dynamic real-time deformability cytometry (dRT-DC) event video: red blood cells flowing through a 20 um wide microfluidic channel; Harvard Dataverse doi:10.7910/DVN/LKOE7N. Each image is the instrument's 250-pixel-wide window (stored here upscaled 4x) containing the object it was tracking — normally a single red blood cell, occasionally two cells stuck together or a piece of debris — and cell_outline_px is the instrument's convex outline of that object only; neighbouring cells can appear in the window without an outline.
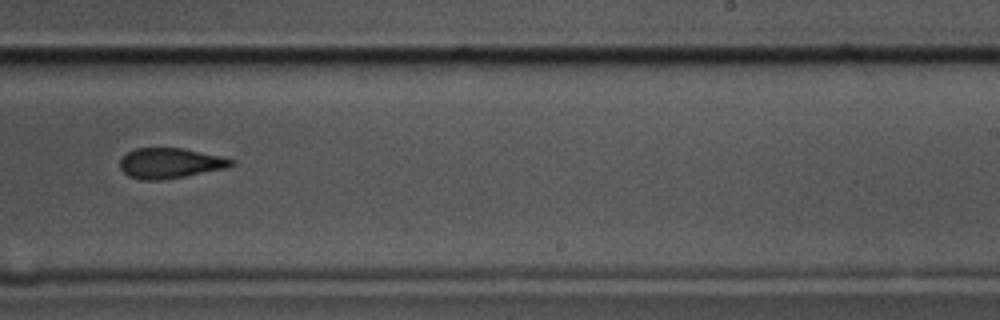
{"species": "common noctule bat (a hibernating species)", "species_latin": "Nyctalus noctula", "temperature_condition": "cold", "stored_images_in_passage": 17, "camera_frame_rate_fps": 3000, "um_per_image_px": 0.085, "animal": {"sex": "male", "body_mass_g": 17.5, "forearm_length_mm": 52.3}, "frame": {"image": 1, "passage_image": 12, "time_ms": 3.667, "image_size_px": [1000, 320], "cell_outline_px": [[236, 164], [228, 168], [184, 176], [160, 180], [144, 180], [128, 176], [120, 168], [120, 160], [128, 152], [136, 148], [184, 148], [220, 156], [236, 160]], "centroid_in_image_um": [14.49, 13.87], "position_along_channel_um": 274.5, "area_um2": 19.65}}